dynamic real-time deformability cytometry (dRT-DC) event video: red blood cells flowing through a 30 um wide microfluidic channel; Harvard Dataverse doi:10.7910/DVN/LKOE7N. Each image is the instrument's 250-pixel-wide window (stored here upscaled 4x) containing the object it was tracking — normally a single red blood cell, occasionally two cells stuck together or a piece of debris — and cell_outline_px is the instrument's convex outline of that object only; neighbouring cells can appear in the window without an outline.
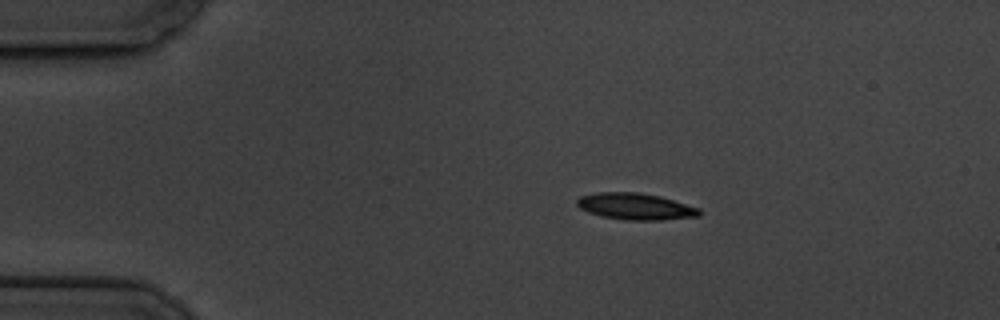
{"species": "common noctule bat (a hibernating species)", "species_latin": "Nyctalus noctula", "temperature_condition": "cold", "stored_images_in_passage": 5, "camera_frame_rate_fps": 3000, "um_per_image_px": 0.085, "animal": {"sex": "male", "body_mass_g": 19.5, "forearm_length_mm": 54.6}, "frame": {"image": 1, "passage_image": 2, "time_ms": 1.333, "image_size_px": [1000, 320], "cell_outline_px": [[700, 216], [660, 220], [624, 220], [600, 216], [588, 212], [580, 208], [576, 204], [576, 200], [580, 196], [600, 192], [640, 192], [660, 196], [700, 208]], "centroid_in_image_um": [54.0, 17.55], "position_along_channel_um": 31.0, "area_um2": 19.02}}
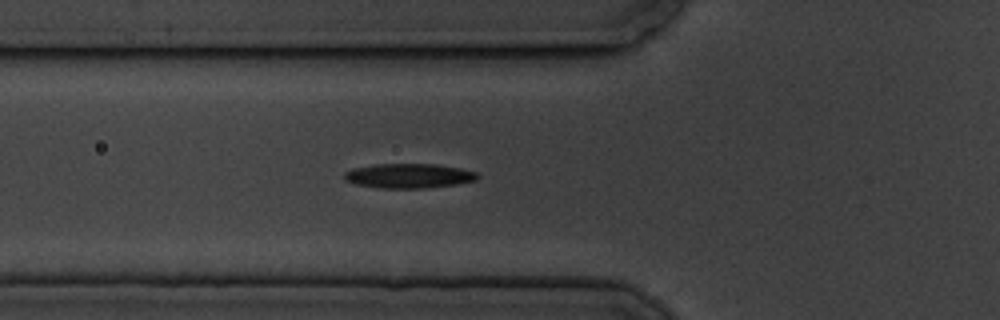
{"frame": {"image": 2, "passage_image": 5, "time_ms": 4.667, "image_size_px": [1000, 320], "cell_outline_px": [[480, 176], [476, 180], [456, 184], [424, 188], [380, 188], [356, 184], [344, 180], [344, 172], [352, 168], [376, 164], [436, 164], [460, 168], [476, 172]], "centroid_in_image_um": [34.73, 14.94], "position_along_channel_um": 91.1, "area_um2": 19.07}}